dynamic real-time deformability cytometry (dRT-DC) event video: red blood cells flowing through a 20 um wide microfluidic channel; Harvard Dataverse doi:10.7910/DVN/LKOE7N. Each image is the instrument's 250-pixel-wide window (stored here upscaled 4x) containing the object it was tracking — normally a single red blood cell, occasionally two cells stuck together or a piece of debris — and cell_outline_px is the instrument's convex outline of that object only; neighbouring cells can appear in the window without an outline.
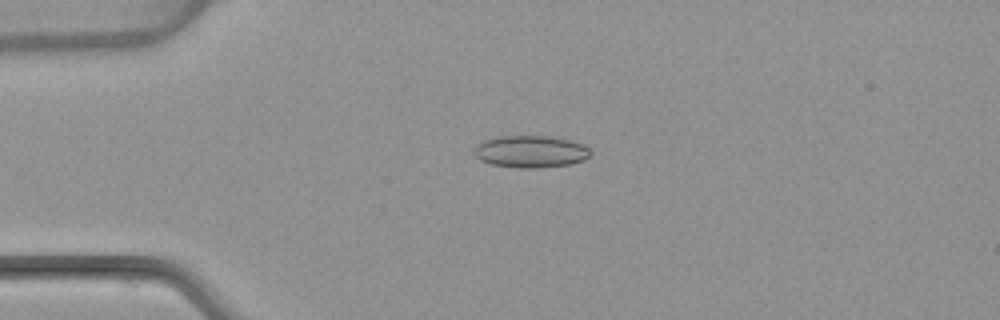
{"species": "common noctule bat (a hibernating species)", "species_latin": "Nyctalus noctula", "temperature_condition": "warm", "stored_images_in_passage": 42, "camera_frame_rate_fps": 3000, "um_per_image_px": 0.085, "animal": {"sex": "female", "body_mass_g": 22.7, "forearm_length_mm": 54.2}, "frame": {"image": 1, "passage_image": 2, "time_ms": 0.333, "image_size_px": [1000, 320], "cell_outline_px": [[592, 152], [584, 160], [572, 164], [540, 168], [516, 168], [492, 164], [480, 160], [472, 152], [476, 144], [484, 140], [500, 136], [548, 136], [568, 140], [584, 144]], "centroid_in_image_um": [45.09, 12.89], "position_along_channel_um": 39.9, "area_um2": 21.91}}
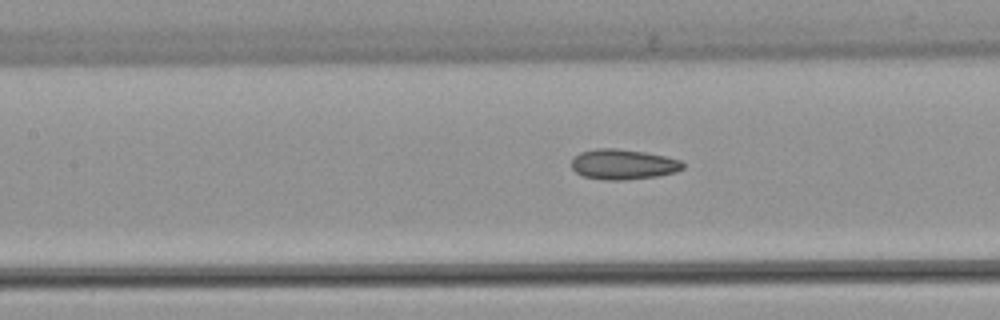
{"frame": {"image": 2, "passage_image": 13, "time_ms": 4.0, "image_size_px": [1000, 320], "cell_outline_px": [[684, 168], [676, 172], [656, 176], [624, 180], [604, 180], [584, 176], [576, 172], [572, 168], [572, 160], [580, 152], [596, 148], [616, 148], [644, 152], [664, 156], [680, 160], [684, 164]], "centroid_in_image_um": [52.97, 13.97], "position_along_channel_um": 154.4, "area_um2": 19.54}}
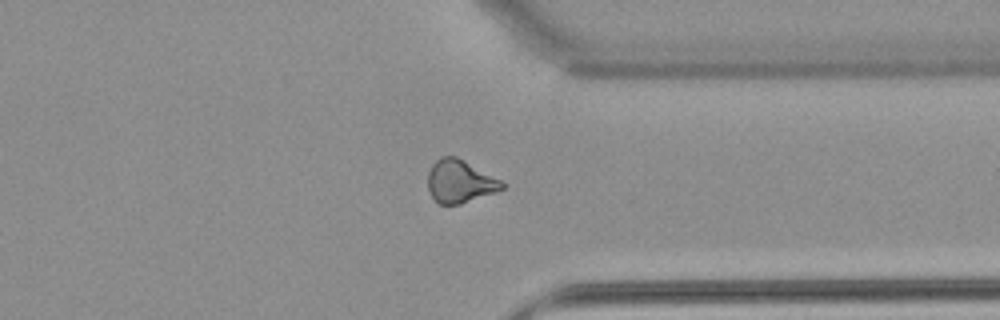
{"frame": {"image": 3, "passage_image": 30, "time_ms": 9.667, "image_size_px": [1000, 320], "cell_outline_px": [[504, 188], [496, 192], [460, 204], [440, 204], [432, 196], [428, 188], [428, 172], [432, 164], [440, 156], [456, 156], [504, 180]], "centroid_in_image_um": [39.12, 15.4], "position_along_channel_um": 372.3, "area_um2": 18.67}, "authors_computed_cell_mechanics": {"area_um2": 19.0162, "velocity_mm_per_s": 3.8866, "shape_relaxation_time_tau1_ms": null, "shape_relaxation_time_tau2_ms": 3.503, "deformation_change_tau1": null, "deformation_change_tau2": 0.113}}